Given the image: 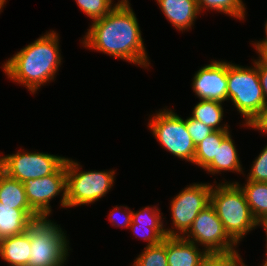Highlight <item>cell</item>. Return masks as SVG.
Segmentation results:
<instances>
[{"instance_id":"8992f818","label":"cell","mask_w":267,"mask_h":266,"mask_svg":"<svg viewBox=\"0 0 267 266\" xmlns=\"http://www.w3.org/2000/svg\"><path fill=\"white\" fill-rule=\"evenodd\" d=\"M80 162L66 159L67 208L93 204L110 192L116 170L82 171Z\"/></svg>"},{"instance_id":"9a60e30c","label":"cell","mask_w":267,"mask_h":266,"mask_svg":"<svg viewBox=\"0 0 267 266\" xmlns=\"http://www.w3.org/2000/svg\"><path fill=\"white\" fill-rule=\"evenodd\" d=\"M161 12L175 29H192L200 15L196 0H156Z\"/></svg>"},{"instance_id":"f546056e","label":"cell","mask_w":267,"mask_h":266,"mask_svg":"<svg viewBox=\"0 0 267 266\" xmlns=\"http://www.w3.org/2000/svg\"><path fill=\"white\" fill-rule=\"evenodd\" d=\"M246 128L261 131L262 134H267V105L262 109L261 113L251 122L250 125H244Z\"/></svg>"},{"instance_id":"7a4b0ae2","label":"cell","mask_w":267,"mask_h":266,"mask_svg":"<svg viewBox=\"0 0 267 266\" xmlns=\"http://www.w3.org/2000/svg\"><path fill=\"white\" fill-rule=\"evenodd\" d=\"M59 39L56 31H46L8 58L2 64L3 72L12 82L26 87L32 94L37 93L42 86L55 81L58 74L62 64Z\"/></svg>"},{"instance_id":"7402d4cb","label":"cell","mask_w":267,"mask_h":266,"mask_svg":"<svg viewBox=\"0 0 267 266\" xmlns=\"http://www.w3.org/2000/svg\"><path fill=\"white\" fill-rule=\"evenodd\" d=\"M231 131L215 130L198 145H196L193 164L204 169L216 156V151L221 142Z\"/></svg>"},{"instance_id":"4316f807","label":"cell","mask_w":267,"mask_h":266,"mask_svg":"<svg viewBox=\"0 0 267 266\" xmlns=\"http://www.w3.org/2000/svg\"><path fill=\"white\" fill-rule=\"evenodd\" d=\"M250 167L246 180L267 183V145L261 150Z\"/></svg>"},{"instance_id":"5bb4252c","label":"cell","mask_w":267,"mask_h":266,"mask_svg":"<svg viewBox=\"0 0 267 266\" xmlns=\"http://www.w3.org/2000/svg\"><path fill=\"white\" fill-rule=\"evenodd\" d=\"M166 255L168 266H199L208 253L183 237L167 236Z\"/></svg>"},{"instance_id":"836d02e7","label":"cell","mask_w":267,"mask_h":266,"mask_svg":"<svg viewBox=\"0 0 267 266\" xmlns=\"http://www.w3.org/2000/svg\"><path fill=\"white\" fill-rule=\"evenodd\" d=\"M258 53V58L267 65V49H255Z\"/></svg>"},{"instance_id":"6da1fadb","label":"cell","mask_w":267,"mask_h":266,"mask_svg":"<svg viewBox=\"0 0 267 266\" xmlns=\"http://www.w3.org/2000/svg\"><path fill=\"white\" fill-rule=\"evenodd\" d=\"M82 39L80 43L85 49L108 54L147 70L150 67L138 19L128 0H118L107 15L92 21Z\"/></svg>"},{"instance_id":"d6a6232c","label":"cell","mask_w":267,"mask_h":266,"mask_svg":"<svg viewBox=\"0 0 267 266\" xmlns=\"http://www.w3.org/2000/svg\"><path fill=\"white\" fill-rule=\"evenodd\" d=\"M258 227L261 226L263 228V230L265 231V234H266V249H265V256H267V217L265 218H262L260 221H258Z\"/></svg>"},{"instance_id":"7c38bea8","label":"cell","mask_w":267,"mask_h":266,"mask_svg":"<svg viewBox=\"0 0 267 266\" xmlns=\"http://www.w3.org/2000/svg\"><path fill=\"white\" fill-rule=\"evenodd\" d=\"M192 89L200 100L227 101V61L212 60L196 71Z\"/></svg>"},{"instance_id":"5b68a950","label":"cell","mask_w":267,"mask_h":266,"mask_svg":"<svg viewBox=\"0 0 267 266\" xmlns=\"http://www.w3.org/2000/svg\"><path fill=\"white\" fill-rule=\"evenodd\" d=\"M30 237L28 266H65L71 250L65 230L48 217L33 220L26 231Z\"/></svg>"},{"instance_id":"83f0119b","label":"cell","mask_w":267,"mask_h":266,"mask_svg":"<svg viewBox=\"0 0 267 266\" xmlns=\"http://www.w3.org/2000/svg\"><path fill=\"white\" fill-rule=\"evenodd\" d=\"M186 128L195 145L209 136L215 130L205 125L201 121L195 120L191 116L186 118Z\"/></svg>"},{"instance_id":"e0dca14e","label":"cell","mask_w":267,"mask_h":266,"mask_svg":"<svg viewBox=\"0 0 267 266\" xmlns=\"http://www.w3.org/2000/svg\"><path fill=\"white\" fill-rule=\"evenodd\" d=\"M240 157L235 146V142L229 134L220 144L216 151L214 159L203 169L208 174H221V172L230 171L233 173H243L244 168L240 162Z\"/></svg>"},{"instance_id":"ffe728a7","label":"cell","mask_w":267,"mask_h":266,"mask_svg":"<svg viewBox=\"0 0 267 266\" xmlns=\"http://www.w3.org/2000/svg\"><path fill=\"white\" fill-rule=\"evenodd\" d=\"M223 103L213 100H200L194 106L191 117L214 130L230 131V126L221 124L224 117Z\"/></svg>"},{"instance_id":"44dd1931","label":"cell","mask_w":267,"mask_h":266,"mask_svg":"<svg viewBox=\"0 0 267 266\" xmlns=\"http://www.w3.org/2000/svg\"><path fill=\"white\" fill-rule=\"evenodd\" d=\"M245 181L246 184L244 183V186L239 184L240 182H233H236L243 190L253 217L260 221L262 218L267 217V183Z\"/></svg>"},{"instance_id":"d6986e66","label":"cell","mask_w":267,"mask_h":266,"mask_svg":"<svg viewBox=\"0 0 267 266\" xmlns=\"http://www.w3.org/2000/svg\"><path fill=\"white\" fill-rule=\"evenodd\" d=\"M0 202L14 209H32L28 203L24 184L0 169Z\"/></svg>"},{"instance_id":"603a6c76","label":"cell","mask_w":267,"mask_h":266,"mask_svg":"<svg viewBox=\"0 0 267 266\" xmlns=\"http://www.w3.org/2000/svg\"><path fill=\"white\" fill-rule=\"evenodd\" d=\"M200 13L203 10L211 11L215 10L218 13H225L226 15L239 19L240 21L245 19L246 7L243 0H196ZM202 11V12H201Z\"/></svg>"},{"instance_id":"d590c367","label":"cell","mask_w":267,"mask_h":266,"mask_svg":"<svg viewBox=\"0 0 267 266\" xmlns=\"http://www.w3.org/2000/svg\"><path fill=\"white\" fill-rule=\"evenodd\" d=\"M260 266H267V256H265V259Z\"/></svg>"},{"instance_id":"1f68e13d","label":"cell","mask_w":267,"mask_h":266,"mask_svg":"<svg viewBox=\"0 0 267 266\" xmlns=\"http://www.w3.org/2000/svg\"><path fill=\"white\" fill-rule=\"evenodd\" d=\"M264 30H265V37L260 41H252V45L255 49H267V20L264 24Z\"/></svg>"},{"instance_id":"4fadbf2b","label":"cell","mask_w":267,"mask_h":266,"mask_svg":"<svg viewBox=\"0 0 267 266\" xmlns=\"http://www.w3.org/2000/svg\"><path fill=\"white\" fill-rule=\"evenodd\" d=\"M160 211V207L156 205L146 206L136 212L132 210V222L129 228L136 238L148 241L147 246L159 244L167 237L164 219L161 216L163 213Z\"/></svg>"},{"instance_id":"30bf717a","label":"cell","mask_w":267,"mask_h":266,"mask_svg":"<svg viewBox=\"0 0 267 266\" xmlns=\"http://www.w3.org/2000/svg\"><path fill=\"white\" fill-rule=\"evenodd\" d=\"M182 237L204 247L208 254L233 252L238 246L226 232L211 204L198 214Z\"/></svg>"},{"instance_id":"ac0fdd59","label":"cell","mask_w":267,"mask_h":266,"mask_svg":"<svg viewBox=\"0 0 267 266\" xmlns=\"http://www.w3.org/2000/svg\"><path fill=\"white\" fill-rule=\"evenodd\" d=\"M30 237L27 232L0 240V257L9 266H28Z\"/></svg>"},{"instance_id":"9c48e42d","label":"cell","mask_w":267,"mask_h":266,"mask_svg":"<svg viewBox=\"0 0 267 266\" xmlns=\"http://www.w3.org/2000/svg\"><path fill=\"white\" fill-rule=\"evenodd\" d=\"M66 157L44 152L17 150L14 154L0 157V169L11 178L24 182L54 174Z\"/></svg>"},{"instance_id":"f1b7e54d","label":"cell","mask_w":267,"mask_h":266,"mask_svg":"<svg viewBox=\"0 0 267 266\" xmlns=\"http://www.w3.org/2000/svg\"><path fill=\"white\" fill-rule=\"evenodd\" d=\"M119 215H121L122 218L119 217ZM108 219L110 220L112 226L128 229L132 222V210H130V208L127 206L116 205V207H114L113 210L110 211Z\"/></svg>"},{"instance_id":"277c9868","label":"cell","mask_w":267,"mask_h":266,"mask_svg":"<svg viewBox=\"0 0 267 266\" xmlns=\"http://www.w3.org/2000/svg\"><path fill=\"white\" fill-rule=\"evenodd\" d=\"M252 60L254 65L251 67L227 61V102L230 100L233 103V107L243 117L244 125H250L266 105L257 59Z\"/></svg>"},{"instance_id":"e575fe53","label":"cell","mask_w":267,"mask_h":266,"mask_svg":"<svg viewBox=\"0 0 267 266\" xmlns=\"http://www.w3.org/2000/svg\"><path fill=\"white\" fill-rule=\"evenodd\" d=\"M7 0H0V12H2V8H4V5H6Z\"/></svg>"},{"instance_id":"8fae6325","label":"cell","mask_w":267,"mask_h":266,"mask_svg":"<svg viewBox=\"0 0 267 266\" xmlns=\"http://www.w3.org/2000/svg\"><path fill=\"white\" fill-rule=\"evenodd\" d=\"M30 207L40 216L52 214L50 202L61 195L60 207L67 208L66 162L54 173L42 178L23 182Z\"/></svg>"},{"instance_id":"cb8c5ba5","label":"cell","mask_w":267,"mask_h":266,"mask_svg":"<svg viewBox=\"0 0 267 266\" xmlns=\"http://www.w3.org/2000/svg\"><path fill=\"white\" fill-rule=\"evenodd\" d=\"M132 266H168L166 237L159 244L146 246L135 258Z\"/></svg>"},{"instance_id":"484cf974","label":"cell","mask_w":267,"mask_h":266,"mask_svg":"<svg viewBox=\"0 0 267 266\" xmlns=\"http://www.w3.org/2000/svg\"><path fill=\"white\" fill-rule=\"evenodd\" d=\"M238 252L208 254L199 266H247Z\"/></svg>"},{"instance_id":"4dcf8cb0","label":"cell","mask_w":267,"mask_h":266,"mask_svg":"<svg viewBox=\"0 0 267 266\" xmlns=\"http://www.w3.org/2000/svg\"><path fill=\"white\" fill-rule=\"evenodd\" d=\"M257 70L262 87L265 103L267 105V65L257 58Z\"/></svg>"},{"instance_id":"52a82bcc","label":"cell","mask_w":267,"mask_h":266,"mask_svg":"<svg viewBox=\"0 0 267 266\" xmlns=\"http://www.w3.org/2000/svg\"><path fill=\"white\" fill-rule=\"evenodd\" d=\"M147 127L156 141L171 155L193 163L196 145L186 128V119L171 108H162L149 117Z\"/></svg>"},{"instance_id":"3957f363","label":"cell","mask_w":267,"mask_h":266,"mask_svg":"<svg viewBox=\"0 0 267 266\" xmlns=\"http://www.w3.org/2000/svg\"><path fill=\"white\" fill-rule=\"evenodd\" d=\"M210 204L215 209L228 235L239 244L258 221L253 217L245 194L236 182H213Z\"/></svg>"},{"instance_id":"2e32d148","label":"cell","mask_w":267,"mask_h":266,"mask_svg":"<svg viewBox=\"0 0 267 266\" xmlns=\"http://www.w3.org/2000/svg\"><path fill=\"white\" fill-rule=\"evenodd\" d=\"M40 216L33 209H14L0 202V240L25 233L29 224Z\"/></svg>"},{"instance_id":"d4e9b609","label":"cell","mask_w":267,"mask_h":266,"mask_svg":"<svg viewBox=\"0 0 267 266\" xmlns=\"http://www.w3.org/2000/svg\"><path fill=\"white\" fill-rule=\"evenodd\" d=\"M80 10L92 21L107 15L117 4L114 0H75Z\"/></svg>"},{"instance_id":"ba28073f","label":"cell","mask_w":267,"mask_h":266,"mask_svg":"<svg viewBox=\"0 0 267 266\" xmlns=\"http://www.w3.org/2000/svg\"><path fill=\"white\" fill-rule=\"evenodd\" d=\"M212 185L192 183L182 189L171 200V228H165L167 236L182 237L191 227L198 214L210 204Z\"/></svg>"}]
</instances>
